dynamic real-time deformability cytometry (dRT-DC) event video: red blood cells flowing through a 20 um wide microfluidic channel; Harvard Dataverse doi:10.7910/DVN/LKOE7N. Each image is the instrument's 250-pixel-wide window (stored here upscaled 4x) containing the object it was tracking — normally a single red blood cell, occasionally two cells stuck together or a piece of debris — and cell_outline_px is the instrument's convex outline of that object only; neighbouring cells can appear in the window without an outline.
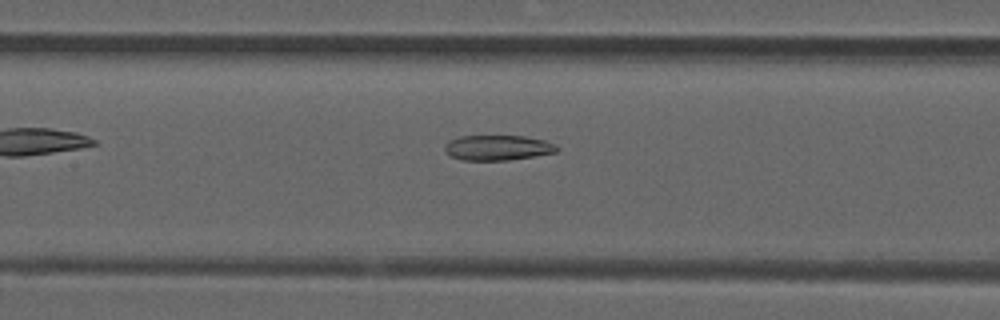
{"species": "common noctule bat (a hibernating species)", "species_latin": "Nyctalus noctula", "temperature_condition": "room temperature", "stored_images_in_passage": 38, "camera_frame_rate_fps": 3000, "um_per_image_px": 0.085, "animal": {"sex": "male", "forearm_length_mm": 52.5}, "frame": {"image": 1, "passage_image": 10, "time_ms": 3.0, "image_size_px": [1000, 320], "cell_outline_px": [[560, 148], [556, 152], [536, 156], [508, 160], [460, 160], [452, 156], [444, 148], [444, 144], [460, 136], [524, 136], [544, 140], [556, 144]], "centroid_in_image_um": [42.35, 12.56], "position_along_channel_um": 165.1, "area_um2": 16.42}}
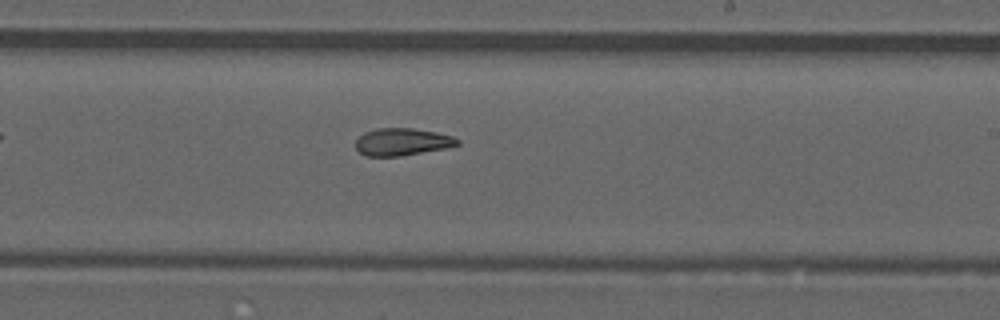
{"frame": {"image": 2, "passage_image": 17, "time_ms": 5.333, "image_size_px": [1000, 320], "cell_outline_px": [[460, 144], [444, 148], [400, 156], [364, 156], [356, 148], [356, 140], [364, 132], [376, 128], [412, 128], [436, 132], [452, 136], [460, 140]], "centroid_in_image_um": [34.16, 12.05], "position_along_channel_um": 254.8, "area_um2": 16.13}}
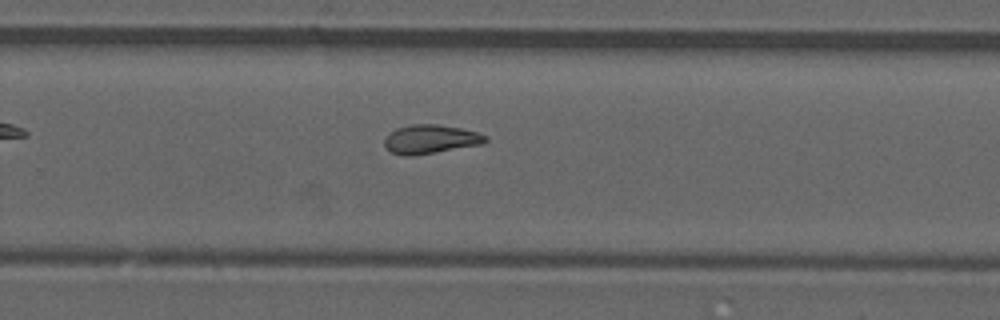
{"frame": {"image": 3, "passage_image": 20, "time_ms": 6.333, "image_size_px": [1000, 320], "cell_outline_px": [[488, 140], [484, 144], [412, 156], [404, 156], [392, 152], [384, 144], [384, 140], [396, 128], [412, 124], [436, 124], [460, 128], [476, 132], [488, 136]], "centroid_in_image_um": [36.63, 11.83], "position_along_channel_um": 293.2, "area_um2": 16.88}, "authors_computed_cell_mechanics": {"area_um2": 17.0221, "velocity_mm_per_s": 3.8712, "shape_relaxation_time_tau1_ms": null, "shape_relaxation_time_tau2_ms": 5.9641, "deformation_change_tau1": null, "deformation_change_tau2": 0.113}}